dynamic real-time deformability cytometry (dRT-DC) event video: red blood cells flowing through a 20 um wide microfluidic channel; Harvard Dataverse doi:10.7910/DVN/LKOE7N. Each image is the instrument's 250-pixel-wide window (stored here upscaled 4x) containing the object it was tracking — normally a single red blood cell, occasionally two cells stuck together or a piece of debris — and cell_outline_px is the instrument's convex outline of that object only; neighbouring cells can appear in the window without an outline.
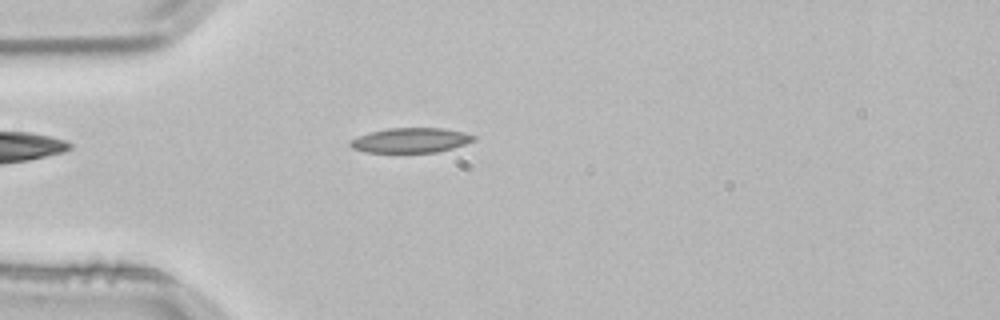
{"species": "common noctule bat (a hibernating species)", "species_latin": "Nyctalus noctula", "temperature_condition": "room temperature", "stored_images_in_passage": 3, "camera_frame_rate_fps": 3000, "um_per_image_px": 0.085, "animal": {"sex": "male", "body_mass_g": 21.5, "forearm_length_mm": 52.0}, "frame": {"image": 1, "passage_image": 3, "time_ms": 0.667, "image_size_px": [1000, 320], "cell_outline_px": [[476, 136], [472, 140], [464, 144], [452, 148], [436, 152], [364, 152], [352, 148], [348, 144], [352, 140], [360, 136], [372, 132], [388, 128], [444, 128], [464, 132]], "centroid_in_image_um": [34.91, 11.92], "position_along_channel_um": 50.1, "area_um2": 17.57}}